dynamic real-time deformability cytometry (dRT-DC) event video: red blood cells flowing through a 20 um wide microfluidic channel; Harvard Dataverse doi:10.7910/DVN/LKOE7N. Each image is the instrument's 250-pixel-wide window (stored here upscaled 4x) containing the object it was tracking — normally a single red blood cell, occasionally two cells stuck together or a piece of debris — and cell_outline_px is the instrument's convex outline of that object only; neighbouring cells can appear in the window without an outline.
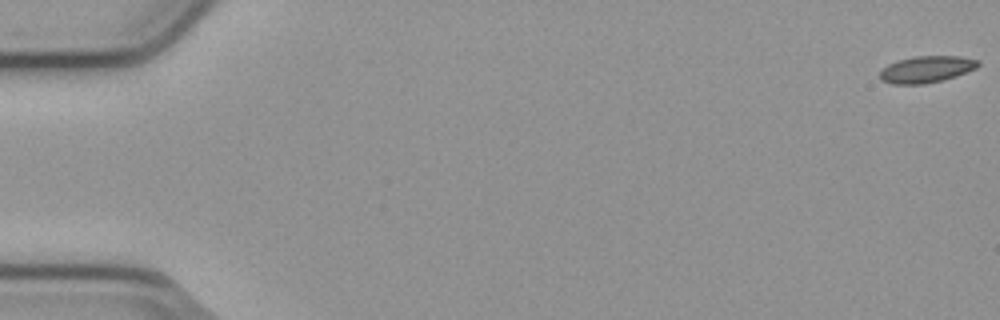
{"species": "common noctule bat (a hibernating species)", "species_latin": "Nyctalus noctula", "temperature_condition": "cold", "stored_images_in_passage": 14, "camera_frame_rate_fps": 3000, "um_per_image_px": 0.085, "animal": {"sex": "male", "body_mass_g": 23.1, "forearm_length_mm": 52.7}, "frame": {"image": 1, "passage_image": 1, "time_ms": 0.0, "image_size_px": [1000, 320], "cell_outline_px": [[980, 64], [976, 68], [956, 76], [944, 80], [924, 84], [892, 84], [880, 80], [880, 72], [888, 64], [896, 60], [912, 56], [960, 56], [980, 60]], "centroid_in_image_um": [78.75, 5.88], "position_along_channel_um": 6.3, "area_um2": 15.43}}